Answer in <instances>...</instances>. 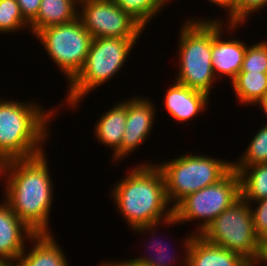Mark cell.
Segmentation results:
<instances>
[{
  "label": "cell",
  "instance_id": "cell-12",
  "mask_svg": "<svg viewBox=\"0 0 267 266\" xmlns=\"http://www.w3.org/2000/svg\"><path fill=\"white\" fill-rule=\"evenodd\" d=\"M156 99L146 96L133 95L127 97V118L124 136L121 140L120 150L111 158L112 163L120 165L125 158L138 152L150 138L155 125L156 113L159 111L155 105Z\"/></svg>",
  "mask_w": 267,
  "mask_h": 266
},
{
  "label": "cell",
  "instance_id": "cell-13",
  "mask_svg": "<svg viewBox=\"0 0 267 266\" xmlns=\"http://www.w3.org/2000/svg\"><path fill=\"white\" fill-rule=\"evenodd\" d=\"M180 225L179 222H177V220L172 217L171 219L158 223V224H154V225H146V226H140L137 228H134L131 230V232H133L135 235H138V237L140 235H143L144 237H148V235H150L148 238V242H146L147 238H143V242L146 243L145 246V250L142 255L138 254L134 256V258H130L133 261L139 262V263H143L146 265H150V266H186L187 265V256H188V249L190 246V243L193 239V237L195 236V234L193 232H187L186 236H184V238L181 240L180 244H179V249L175 250V246L174 249L176 253L181 252L176 254L175 252L171 251V246L168 245L167 242V238H164L165 236H162L161 238H158L160 236H158L159 231L163 228H170V227H175ZM160 226V227H159ZM162 226V228H161ZM161 228V229H159ZM159 230V231H158ZM158 232V233H157ZM145 239V241H144ZM162 239H165V241H163ZM151 241V242H150ZM182 244V245H181ZM182 248V249H180ZM147 250V251H146ZM176 255V256H175ZM180 258H179V257ZM183 257V258H182ZM183 260V261H182ZM181 264V265H180Z\"/></svg>",
  "mask_w": 267,
  "mask_h": 266
},
{
  "label": "cell",
  "instance_id": "cell-25",
  "mask_svg": "<svg viewBox=\"0 0 267 266\" xmlns=\"http://www.w3.org/2000/svg\"><path fill=\"white\" fill-rule=\"evenodd\" d=\"M255 42L247 45L240 72L267 73V39Z\"/></svg>",
  "mask_w": 267,
  "mask_h": 266
},
{
  "label": "cell",
  "instance_id": "cell-32",
  "mask_svg": "<svg viewBox=\"0 0 267 266\" xmlns=\"http://www.w3.org/2000/svg\"><path fill=\"white\" fill-rule=\"evenodd\" d=\"M239 266H264L262 261L257 259H244Z\"/></svg>",
  "mask_w": 267,
  "mask_h": 266
},
{
  "label": "cell",
  "instance_id": "cell-31",
  "mask_svg": "<svg viewBox=\"0 0 267 266\" xmlns=\"http://www.w3.org/2000/svg\"><path fill=\"white\" fill-rule=\"evenodd\" d=\"M256 106L259 108L258 110L262 111V114H264L263 117L266 118L264 122H267V92L265 96L256 104Z\"/></svg>",
  "mask_w": 267,
  "mask_h": 266
},
{
  "label": "cell",
  "instance_id": "cell-22",
  "mask_svg": "<svg viewBox=\"0 0 267 266\" xmlns=\"http://www.w3.org/2000/svg\"><path fill=\"white\" fill-rule=\"evenodd\" d=\"M172 1L174 2V0H115L117 5L145 30Z\"/></svg>",
  "mask_w": 267,
  "mask_h": 266
},
{
  "label": "cell",
  "instance_id": "cell-34",
  "mask_svg": "<svg viewBox=\"0 0 267 266\" xmlns=\"http://www.w3.org/2000/svg\"><path fill=\"white\" fill-rule=\"evenodd\" d=\"M108 260H103V261H101L99 264H98V266H123L119 261H118V259H111V258H107ZM109 259H111V260H109Z\"/></svg>",
  "mask_w": 267,
  "mask_h": 266
},
{
  "label": "cell",
  "instance_id": "cell-9",
  "mask_svg": "<svg viewBox=\"0 0 267 266\" xmlns=\"http://www.w3.org/2000/svg\"><path fill=\"white\" fill-rule=\"evenodd\" d=\"M199 236L212 245L240 254L244 259L260 256L261 241L255 233L252 211L242 197L221 212Z\"/></svg>",
  "mask_w": 267,
  "mask_h": 266
},
{
  "label": "cell",
  "instance_id": "cell-3",
  "mask_svg": "<svg viewBox=\"0 0 267 266\" xmlns=\"http://www.w3.org/2000/svg\"><path fill=\"white\" fill-rule=\"evenodd\" d=\"M123 176L110 184L108 196L128 230L158 224L173 217L164 177L155 163H135Z\"/></svg>",
  "mask_w": 267,
  "mask_h": 266
},
{
  "label": "cell",
  "instance_id": "cell-8",
  "mask_svg": "<svg viewBox=\"0 0 267 266\" xmlns=\"http://www.w3.org/2000/svg\"><path fill=\"white\" fill-rule=\"evenodd\" d=\"M33 38L40 42L45 55L63 74L66 85L81 70L93 39L79 17L65 24L43 28Z\"/></svg>",
  "mask_w": 267,
  "mask_h": 266
},
{
  "label": "cell",
  "instance_id": "cell-7",
  "mask_svg": "<svg viewBox=\"0 0 267 266\" xmlns=\"http://www.w3.org/2000/svg\"><path fill=\"white\" fill-rule=\"evenodd\" d=\"M241 198L239 174L232 168L220 181L208 185L182 199L173 208V217L179 224L190 222L191 230L200 235L224 210Z\"/></svg>",
  "mask_w": 267,
  "mask_h": 266
},
{
  "label": "cell",
  "instance_id": "cell-24",
  "mask_svg": "<svg viewBox=\"0 0 267 266\" xmlns=\"http://www.w3.org/2000/svg\"><path fill=\"white\" fill-rule=\"evenodd\" d=\"M27 31L30 24L24 19L16 0H0V35Z\"/></svg>",
  "mask_w": 267,
  "mask_h": 266
},
{
  "label": "cell",
  "instance_id": "cell-15",
  "mask_svg": "<svg viewBox=\"0 0 267 266\" xmlns=\"http://www.w3.org/2000/svg\"><path fill=\"white\" fill-rule=\"evenodd\" d=\"M0 199V258L12 264L29 246V241L36 233L19 220L1 197Z\"/></svg>",
  "mask_w": 267,
  "mask_h": 266
},
{
  "label": "cell",
  "instance_id": "cell-35",
  "mask_svg": "<svg viewBox=\"0 0 267 266\" xmlns=\"http://www.w3.org/2000/svg\"><path fill=\"white\" fill-rule=\"evenodd\" d=\"M12 264L7 260L0 258V266H11Z\"/></svg>",
  "mask_w": 267,
  "mask_h": 266
},
{
  "label": "cell",
  "instance_id": "cell-14",
  "mask_svg": "<svg viewBox=\"0 0 267 266\" xmlns=\"http://www.w3.org/2000/svg\"><path fill=\"white\" fill-rule=\"evenodd\" d=\"M163 97L164 111L175 122L184 123L197 119L202 112L208 110L211 105L209 100L212 98L206 93L190 89L179 82L173 80L165 90Z\"/></svg>",
  "mask_w": 267,
  "mask_h": 266
},
{
  "label": "cell",
  "instance_id": "cell-30",
  "mask_svg": "<svg viewBox=\"0 0 267 266\" xmlns=\"http://www.w3.org/2000/svg\"><path fill=\"white\" fill-rule=\"evenodd\" d=\"M259 259L262 261L264 266H267V238L261 241Z\"/></svg>",
  "mask_w": 267,
  "mask_h": 266
},
{
  "label": "cell",
  "instance_id": "cell-11",
  "mask_svg": "<svg viewBox=\"0 0 267 266\" xmlns=\"http://www.w3.org/2000/svg\"><path fill=\"white\" fill-rule=\"evenodd\" d=\"M245 25L211 21L212 68L219 82L226 79L231 83L241 71L248 43L234 36L237 35L235 33L239 31V28L241 31V27Z\"/></svg>",
  "mask_w": 267,
  "mask_h": 266
},
{
  "label": "cell",
  "instance_id": "cell-28",
  "mask_svg": "<svg viewBox=\"0 0 267 266\" xmlns=\"http://www.w3.org/2000/svg\"><path fill=\"white\" fill-rule=\"evenodd\" d=\"M208 1L207 3H211L214 4L218 9H222L223 12H225V16H227L225 18V16H223V14L221 15L222 18H220V16H209L203 18V17H198V16H194V17H186L185 20L187 21H222V22H226V23H234V0H206ZM212 17V18H211ZM194 18V19H193Z\"/></svg>",
  "mask_w": 267,
  "mask_h": 266
},
{
  "label": "cell",
  "instance_id": "cell-1",
  "mask_svg": "<svg viewBox=\"0 0 267 266\" xmlns=\"http://www.w3.org/2000/svg\"><path fill=\"white\" fill-rule=\"evenodd\" d=\"M47 155L45 151L29 159L9 160L3 162L0 168V186L4 185L1 198L19 220L36 234L53 232L50 216L55 198V182L53 184V166L49 165Z\"/></svg>",
  "mask_w": 267,
  "mask_h": 266
},
{
  "label": "cell",
  "instance_id": "cell-17",
  "mask_svg": "<svg viewBox=\"0 0 267 266\" xmlns=\"http://www.w3.org/2000/svg\"><path fill=\"white\" fill-rule=\"evenodd\" d=\"M127 118V98L118 100L117 103L101 113L95 121L92 136L102 147L110 148L113 157L121 148Z\"/></svg>",
  "mask_w": 267,
  "mask_h": 266
},
{
  "label": "cell",
  "instance_id": "cell-33",
  "mask_svg": "<svg viewBox=\"0 0 267 266\" xmlns=\"http://www.w3.org/2000/svg\"><path fill=\"white\" fill-rule=\"evenodd\" d=\"M123 266H150L143 263H139L136 261L131 260L130 258H122L118 260Z\"/></svg>",
  "mask_w": 267,
  "mask_h": 266
},
{
  "label": "cell",
  "instance_id": "cell-5",
  "mask_svg": "<svg viewBox=\"0 0 267 266\" xmlns=\"http://www.w3.org/2000/svg\"><path fill=\"white\" fill-rule=\"evenodd\" d=\"M175 157L164 161H140L155 163L159 167L164 177L168 202L173 208L189 194L220 181L233 168L232 160L204 152L188 153L186 150Z\"/></svg>",
  "mask_w": 267,
  "mask_h": 266
},
{
  "label": "cell",
  "instance_id": "cell-26",
  "mask_svg": "<svg viewBox=\"0 0 267 266\" xmlns=\"http://www.w3.org/2000/svg\"><path fill=\"white\" fill-rule=\"evenodd\" d=\"M262 9H267V0H234V23L247 24Z\"/></svg>",
  "mask_w": 267,
  "mask_h": 266
},
{
  "label": "cell",
  "instance_id": "cell-29",
  "mask_svg": "<svg viewBox=\"0 0 267 266\" xmlns=\"http://www.w3.org/2000/svg\"><path fill=\"white\" fill-rule=\"evenodd\" d=\"M24 19L30 24L40 9L41 0H16Z\"/></svg>",
  "mask_w": 267,
  "mask_h": 266
},
{
  "label": "cell",
  "instance_id": "cell-27",
  "mask_svg": "<svg viewBox=\"0 0 267 266\" xmlns=\"http://www.w3.org/2000/svg\"><path fill=\"white\" fill-rule=\"evenodd\" d=\"M248 203L252 211L255 233L262 241L267 238V198Z\"/></svg>",
  "mask_w": 267,
  "mask_h": 266
},
{
  "label": "cell",
  "instance_id": "cell-4",
  "mask_svg": "<svg viewBox=\"0 0 267 266\" xmlns=\"http://www.w3.org/2000/svg\"><path fill=\"white\" fill-rule=\"evenodd\" d=\"M139 40L140 38H93L81 70L67 84V94L60 100L63 102L57 105L59 111L67 107L68 110L77 112L78 108L84 106L81 103L90 92L117 79V74L120 75L122 68L125 69L124 65L130 60Z\"/></svg>",
  "mask_w": 267,
  "mask_h": 266
},
{
  "label": "cell",
  "instance_id": "cell-6",
  "mask_svg": "<svg viewBox=\"0 0 267 266\" xmlns=\"http://www.w3.org/2000/svg\"><path fill=\"white\" fill-rule=\"evenodd\" d=\"M181 24L176 38L178 63L174 65L178 71L174 80L210 96L218 84L212 68L211 21L184 20Z\"/></svg>",
  "mask_w": 267,
  "mask_h": 266
},
{
  "label": "cell",
  "instance_id": "cell-10",
  "mask_svg": "<svg viewBox=\"0 0 267 266\" xmlns=\"http://www.w3.org/2000/svg\"><path fill=\"white\" fill-rule=\"evenodd\" d=\"M78 17L92 38H142L145 31L115 0H79Z\"/></svg>",
  "mask_w": 267,
  "mask_h": 266
},
{
  "label": "cell",
  "instance_id": "cell-21",
  "mask_svg": "<svg viewBox=\"0 0 267 266\" xmlns=\"http://www.w3.org/2000/svg\"><path fill=\"white\" fill-rule=\"evenodd\" d=\"M233 169L240 176L241 197L245 201L267 198V163Z\"/></svg>",
  "mask_w": 267,
  "mask_h": 266
},
{
  "label": "cell",
  "instance_id": "cell-20",
  "mask_svg": "<svg viewBox=\"0 0 267 266\" xmlns=\"http://www.w3.org/2000/svg\"><path fill=\"white\" fill-rule=\"evenodd\" d=\"M233 94L242 107L253 106L265 96L267 92V73L239 72L230 83Z\"/></svg>",
  "mask_w": 267,
  "mask_h": 266
},
{
  "label": "cell",
  "instance_id": "cell-2",
  "mask_svg": "<svg viewBox=\"0 0 267 266\" xmlns=\"http://www.w3.org/2000/svg\"><path fill=\"white\" fill-rule=\"evenodd\" d=\"M35 100V102L33 101ZM38 99L15 100L0 96V161L29 159L47 151L53 138L52 121L60 115L57 105L44 107ZM54 107V108H53ZM51 137V138H50Z\"/></svg>",
  "mask_w": 267,
  "mask_h": 266
},
{
  "label": "cell",
  "instance_id": "cell-18",
  "mask_svg": "<svg viewBox=\"0 0 267 266\" xmlns=\"http://www.w3.org/2000/svg\"><path fill=\"white\" fill-rule=\"evenodd\" d=\"M243 260L240 254L212 245L195 235L188 249L186 266H239Z\"/></svg>",
  "mask_w": 267,
  "mask_h": 266
},
{
  "label": "cell",
  "instance_id": "cell-19",
  "mask_svg": "<svg viewBox=\"0 0 267 266\" xmlns=\"http://www.w3.org/2000/svg\"><path fill=\"white\" fill-rule=\"evenodd\" d=\"M78 13L79 0H41L37 17L30 23L31 36L43 28L71 22Z\"/></svg>",
  "mask_w": 267,
  "mask_h": 266
},
{
  "label": "cell",
  "instance_id": "cell-16",
  "mask_svg": "<svg viewBox=\"0 0 267 266\" xmlns=\"http://www.w3.org/2000/svg\"><path fill=\"white\" fill-rule=\"evenodd\" d=\"M53 234H36L12 266H70L69 258Z\"/></svg>",
  "mask_w": 267,
  "mask_h": 266
},
{
  "label": "cell",
  "instance_id": "cell-23",
  "mask_svg": "<svg viewBox=\"0 0 267 266\" xmlns=\"http://www.w3.org/2000/svg\"><path fill=\"white\" fill-rule=\"evenodd\" d=\"M256 132L252 133L247 147L233 161V168H246L256 164L267 163V122H263Z\"/></svg>",
  "mask_w": 267,
  "mask_h": 266
}]
</instances>
